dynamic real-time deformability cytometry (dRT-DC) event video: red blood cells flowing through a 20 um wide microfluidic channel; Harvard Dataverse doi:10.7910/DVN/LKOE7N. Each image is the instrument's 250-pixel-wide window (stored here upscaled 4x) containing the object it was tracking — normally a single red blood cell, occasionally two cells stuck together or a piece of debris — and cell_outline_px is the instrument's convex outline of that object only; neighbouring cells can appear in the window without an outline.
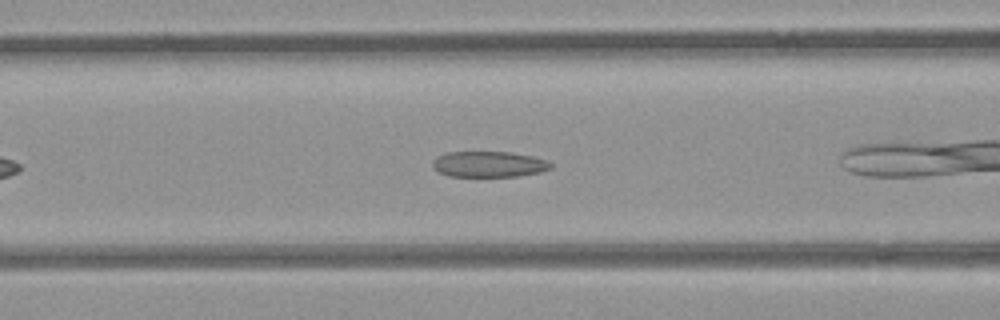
{"species": "common noctule bat (a hibernating species)", "species_latin": "Nyctalus noctula", "temperature_condition": "room temperature", "stored_images_in_passage": 9, "camera_frame_rate_fps": 3000, "um_per_image_px": 0.085, "animal": {"sex": "female", "body_mass_g": 21.9}, "frame": {"image": 1, "passage_image": 8, "time_ms": 1669.0, "image_size_px": [1000, 320], "cell_outline_px": [[552, 168], [540, 172], [520, 176], [448, 176], [432, 168], [432, 160], [436, 156], [444, 152], [512, 152], [532, 156], [548, 160], [552, 164]], "centroid_in_image_um": [41.54, 13.95], "position_along_channel_um": 125.1, "area_um2": 17.98}}